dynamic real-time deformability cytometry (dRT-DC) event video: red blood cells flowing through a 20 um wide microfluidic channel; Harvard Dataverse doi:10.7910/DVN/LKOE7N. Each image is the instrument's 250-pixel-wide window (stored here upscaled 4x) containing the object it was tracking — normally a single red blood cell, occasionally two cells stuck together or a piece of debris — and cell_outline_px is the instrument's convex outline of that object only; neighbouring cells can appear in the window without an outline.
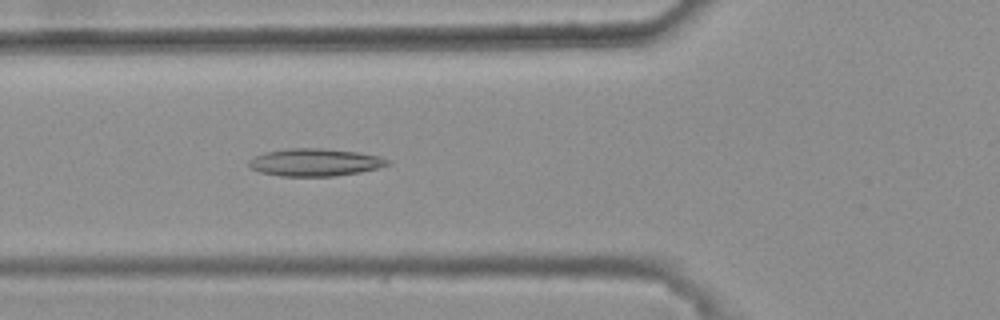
{"species": "common noctule bat (a hibernating species)", "species_latin": "Nyctalus noctula", "temperature_condition": "warm", "stored_images_in_passage": 32, "camera_frame_rate_fps": 3000, "um_per_image_px": 0.085, "animal": {"sex": "female", "body_mass_g": 25.1}, "frame": {"image": 1, "passage_image": 4, "time_ms": 1.0, "image_size_px": [1000, 320], "cell_outline_px": [[392, 164], [380, 168], [360, 172], [332, 176], [280, 176], [260, 172], [252, 168], [248, 164], [248, 160], [264, 152], [284, 148], [320, 148], [360, 152], [380, 156], [388, 160]], "centroid_in_image_um": [26.8, 13.79], "position_along_channel_um": 99.0, "area_um2": 22.43}}
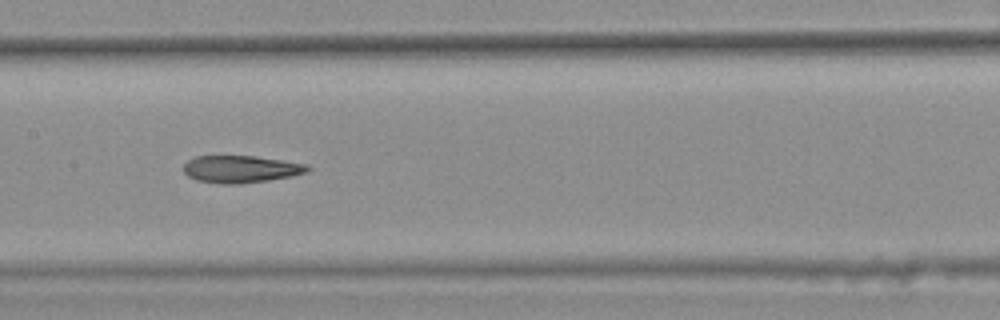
{"frame": {"image": 2, "passage_image": 11, "time_ms": 3.333, "image_size_px": [1000, 320], "cell_outline_px": [[312, 168], [308, 172], [292, 176], [268, 180], [236, 184], [224, 184], [196, 180], [188, 176], [184, 172], [184, 164], [188, 160], [196, 156], [256, 156], [308, 164]], "centroid_in_image_um": [20.5, 14.37], "position_along_channel_um": 186.9, "area_um2": 19.71}}
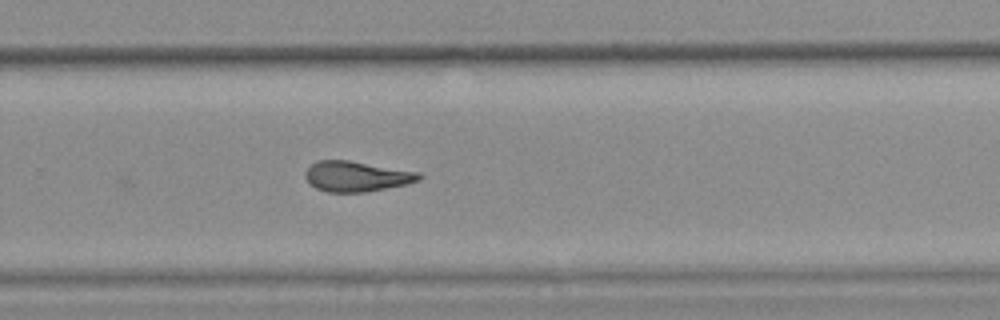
{"frame": {"image": 3, "passage_image": 20, "time_ms": 6.333, "image_size_px": [1000, 320], "cell_outline_px": [[424, 176], [420, 180], [408, 184], [364, 192], [328, 192], [316, 188], [304, 176], [304, 172], [316, 160], [348, 160], [420, 172]], "centroid_in_image_um": [30.33, 14.98], "position_along_channel_um": 299.5, "area_um2": 20.11}}